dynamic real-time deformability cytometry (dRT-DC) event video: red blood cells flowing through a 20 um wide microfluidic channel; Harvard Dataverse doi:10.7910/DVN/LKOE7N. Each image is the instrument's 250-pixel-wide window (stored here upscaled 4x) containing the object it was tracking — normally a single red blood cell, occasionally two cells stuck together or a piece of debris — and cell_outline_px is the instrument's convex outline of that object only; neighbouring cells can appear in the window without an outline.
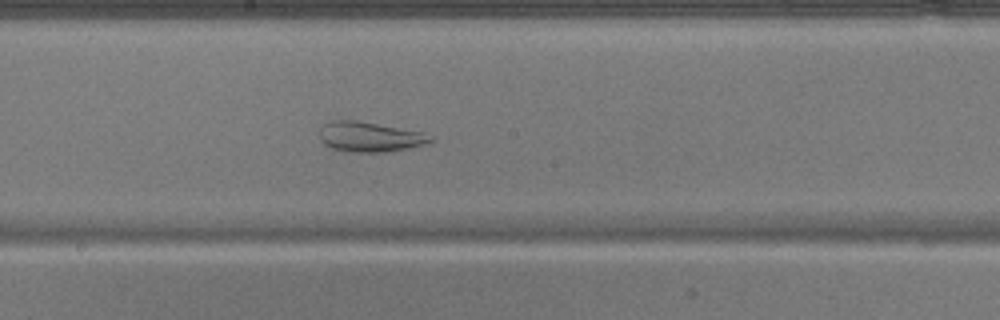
{"species": "common noctule bat (a hibernating species)", "species_latin": "Nyctalus noctula", "temperature_condition": "warm", "stored_images_in_passage": 50, "camera_frame_rate_fps": 3000, "um_per_image_px": 0.085, "animal": {"sex": "male", "body_mass_g": 17.9}, "frame": {"image": 1, "passage_image": 28, "time_ms": 9.0, "image_size_px": [1000, 320], "cell_outline_px": [[432, 140], [428, 144], [388, 152], [344, 152], [332, 148], [324, 144], [320, 140], [320, 128], [328, 120], [356, 120], [424, 132], [432, 136]], "centroid_in_image_um": [31.42, 11.63], "position_along_channel_um": 216.8, "area_um2": 19.65}}
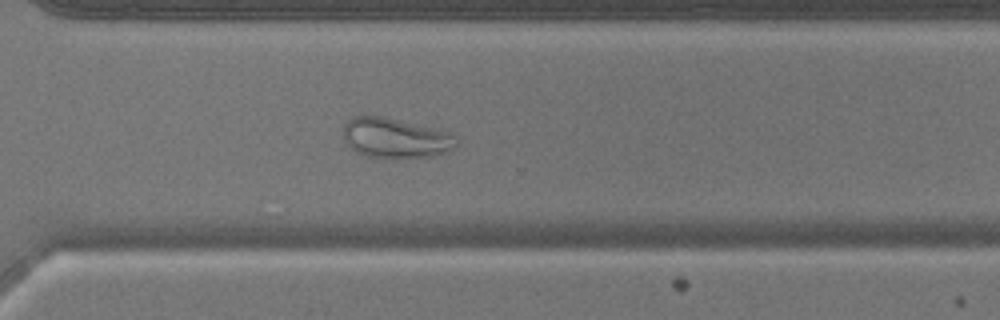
{"frame": {"image": 2, "passage_image": 37, "time_ms": 12.0, "image_size_px": [1000, 320], "cell_outline_px": [[460, 140], [456, 148], [432, 156], [392, 160], [368, 156], [356, 152], [344, 140], [344, 124], [352, 116], [384, 116], [436, 128], [452, 132]], "centroid_in_image_um": [33.67, 11.75], "position_along_channel_um": 336.9, "area_um2": 27.11}}
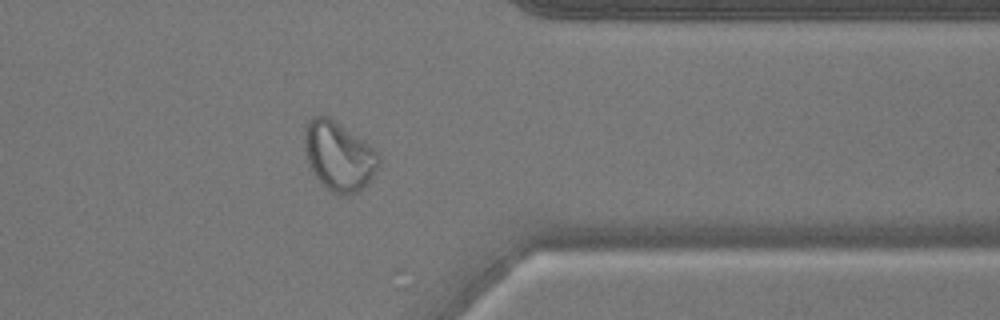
{"frame": {"image": 3, "passage_image": 41, "time_ms": 13.333, "image_size_px": [1000, 320], "cell_outline_px": [[380, 164], [368, 184], [356, 192], [340, 196], [332, 192], [320, 184], [308, 164], [304, 148], [304, 132], [308, 120], [312, 116], [328, 116], [380, 152]], "centroid_in_image_um": [28.8, 13.28], "position_along_channel_um": 382.6, "area_um2": 30.11}}